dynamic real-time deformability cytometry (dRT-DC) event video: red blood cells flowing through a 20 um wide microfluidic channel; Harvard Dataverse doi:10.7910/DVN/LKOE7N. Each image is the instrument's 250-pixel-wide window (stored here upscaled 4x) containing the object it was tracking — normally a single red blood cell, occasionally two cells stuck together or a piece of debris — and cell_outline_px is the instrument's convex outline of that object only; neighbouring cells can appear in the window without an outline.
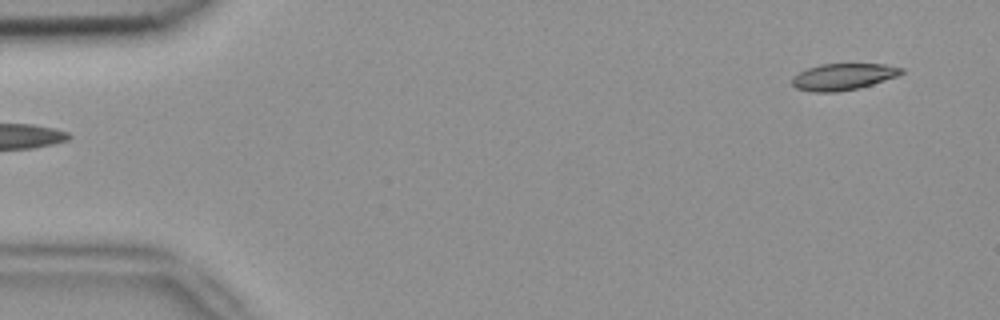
{"species": "common noctule bat (a hibernating species)", "species_latin": "Nyctalus noctula", "temperature_condition": "room temperature", "stored_images_in_passage": 2, "camera_frame_rate_fps": 3000, "um_per_image_px": 0.085, "animal": {"sex": "female", "body_mass_g": 18.4}, "frame": {"image": 1, "passage_image": 2, "time_ms": 0.333, "image_size_px": [1000, 320], "cell_outline_px": [[904, 72], [896, 76], [860, 88], [836, 92], [812, 92], [796, 88], [792, 84], [792, 76], [808, 68], [820, 64], [884, 64], [904, 68]], "centroid_in_image_um": [71.65, 6.52], "position_along_channel_um": 13.3, "area_um2": 16.88}}